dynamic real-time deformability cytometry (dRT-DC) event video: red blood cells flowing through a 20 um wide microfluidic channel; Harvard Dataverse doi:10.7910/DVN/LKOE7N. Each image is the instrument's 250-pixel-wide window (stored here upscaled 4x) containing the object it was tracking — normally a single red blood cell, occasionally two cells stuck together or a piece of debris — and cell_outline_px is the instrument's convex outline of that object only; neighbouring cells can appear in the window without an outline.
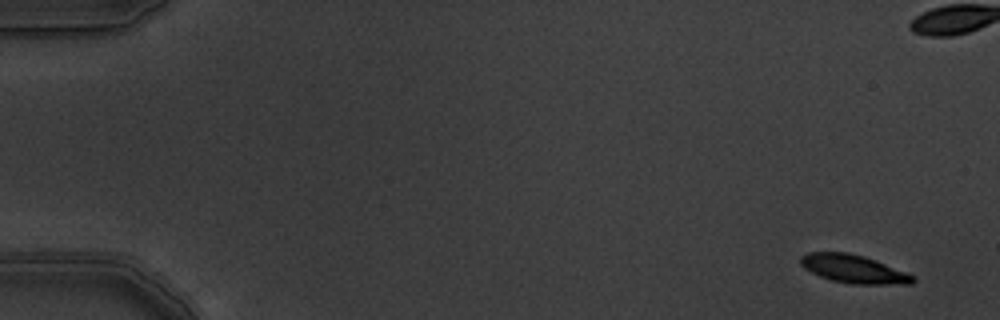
{"species": "common noctule bat (a hibernating species)", "species_latin": "Nyctalus noctula", "temperature_condition": "warm", "stored_images_in_passage": 5, "camera_frame_rate_fps": 3000, "um_per_image_px": 0.085, "animal": {"sex": "male", "body_mass_g": 19.5, "forearm_length_mm": 54.6}, "frame": {"image": 1, "passage_image": 1, "time_ms": 0.0, "image_size_px": [1000, 320], "cell_outline_px": [[916, 280], [912, 284], [852, 284], [832, 280], [820, 276], [804, 268], [800, 264], [800, 256], [808, 252], [848, 252], [864, 256], [916, 276]], "centroid_in_image_um": [72.56, 22.86], "position_along_channel_um": 12.4, "area_um2": 18.44}}